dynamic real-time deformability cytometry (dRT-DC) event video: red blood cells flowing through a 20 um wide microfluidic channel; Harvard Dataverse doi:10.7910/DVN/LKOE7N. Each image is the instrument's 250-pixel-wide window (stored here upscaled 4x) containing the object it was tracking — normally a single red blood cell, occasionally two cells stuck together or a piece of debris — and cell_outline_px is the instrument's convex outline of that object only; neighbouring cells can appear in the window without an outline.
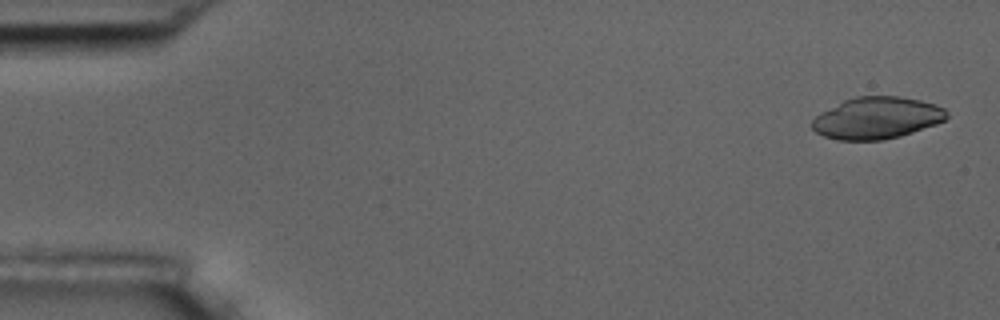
{"species": "common noctule bat (a hibernating species)", "species_latin": "Nyctalus noctula", "temperature_condition": "room temperature", "stored_images_in_passage": 6, "camera_frame_rate_fps": 3000, "um_per_image_px": 0.085, "animal": {"sex": "male", "body_mass_g": 17.5, "forearm_length_mm": 52.3}, "frame": {"image": 1, "passage_image": 1, "time_ms": 0.0, "image_size_px": [1000, 320], "cell_outline_px": [[948, 116], [944, 120], [936, 124], [900, 136], [884, 140], [836, 140], [824, 136], [816, 132], [812, 128], [812, 120], [820, 112], [844, 100], [856, 96], [900, 96], [920, 100], [936, 104], [944, 108], [948, 112]], "centroid_in_image_um": [74.53, 10.02], "position_along_channel_um": 10.5, "area_um2": 32.89}}